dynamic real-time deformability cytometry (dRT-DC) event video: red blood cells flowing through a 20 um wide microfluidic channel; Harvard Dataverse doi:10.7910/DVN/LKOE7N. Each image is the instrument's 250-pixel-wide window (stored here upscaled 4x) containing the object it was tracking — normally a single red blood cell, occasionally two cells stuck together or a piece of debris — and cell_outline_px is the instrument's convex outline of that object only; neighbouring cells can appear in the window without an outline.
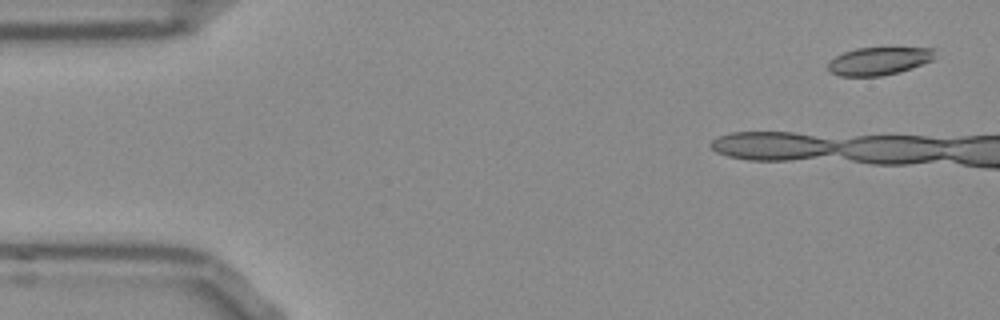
{"species": "Egyptian fruit bat (a non-hibernating species)", "species_latin": "Rousettus aegyptiacus", "temperature_condition": "room temperature", "stored_images_in_passage": 7, "camera_frame_rate_fps": 3000, "um_per_image_px": 0.085, "frame": {"image": 1, "passage_image": 1, "time_ms": 0.0, "image_size_px": [1000, 320], "cell_outline_px": [[936, 48], [932, 60], [912, 68], [880, 76], [840, 76], [832, 72], [828, 68], [828, 60], [844, 52], [856, 48]], "centroid_in_image_um": [74.68, 5.18], "position_along_channel_um": 10.3, "area_um2": 17.17}}